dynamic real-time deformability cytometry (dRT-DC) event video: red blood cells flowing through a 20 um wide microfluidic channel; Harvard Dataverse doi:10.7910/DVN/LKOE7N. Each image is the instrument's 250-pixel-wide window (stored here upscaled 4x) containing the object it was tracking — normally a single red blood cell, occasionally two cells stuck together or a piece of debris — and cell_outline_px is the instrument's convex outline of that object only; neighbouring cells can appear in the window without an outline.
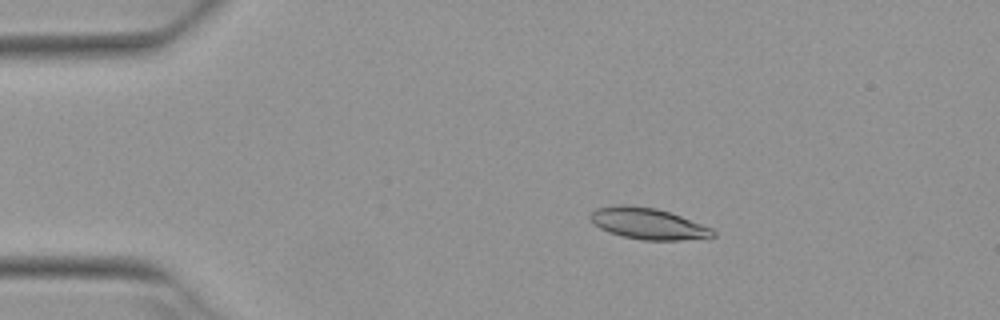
{"species": "Egyptian fruit bat (a non-hibernating species)", "species_latin": "Rousettus aegyptiacus", "temperature_condition": "warm", "stored_images_in_passage": 5, "camera_frame_rate_fps": 3000, "um_per_image_px": 0.085, "animal": {"sex": "female"}, "frame": {"image": 1, "passage_image": 3, "time_ms": 0.667, "image_size_px": [1000, 320], "cell_outline_px": [[716, 236], [680, 240], [644, 240], [624, 236], [608, 232], [600, 228], [588, 216], [596, 208], [620, 204], [628, 204], [656, 208], [680, 216], [712, 228], [716, 232]], "centroid_in_image_um": [55.07, 19.0], "position_along_channel_um": 29.9, "area_um2": 22.14}}
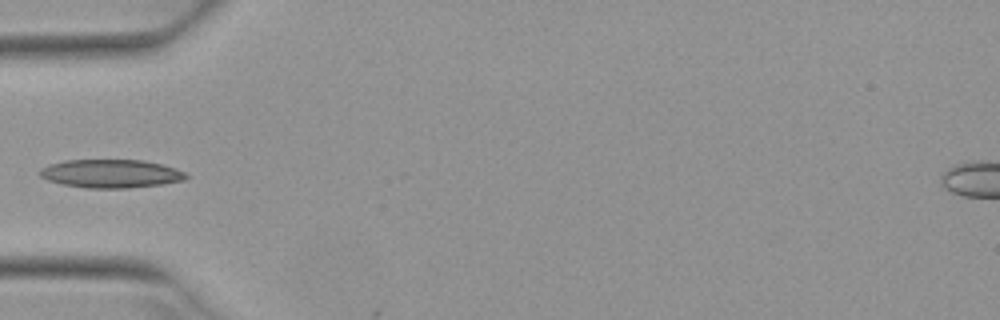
{"frame": {"image": 2, "passage_image": 5, "time_ms": 1.333, "image_size_px": [1000, 320], "cell_outline_px": [[188, 176], [184, 180], [160, 184], [128, 188], [88, 188], [64, 184], [48, 180], [40, 176], [36, 172], [40, 168], [64, 160], [144, 160], [176, 168], [184, 172]], "centroid_in_image_um": [9.4, 14.75], "position_along_channel_um": 75.6, "area_um2": 24.04}}